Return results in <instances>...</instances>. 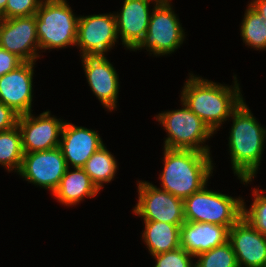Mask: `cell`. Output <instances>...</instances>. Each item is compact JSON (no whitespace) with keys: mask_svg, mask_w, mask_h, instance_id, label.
<instances>
[{"mask_svg":"<svg viewBox=\"0 0 266 267\" xmlns=\"http://www.w3.org/2000/svg\"><path fill=\"white\" fill-rule=\"evenodd\" d=\"M185 81L181 102L215 133L244 100L234 75V86H224L193 74Z\"/></svg>","mask_w":266,"mask_h":267,"instance_id":"cell-1","label":"cell"},{"mask_svg":"<svg viewBox=\"0 0 266 267\" xmlns=\"http://www.w3.org/2000/svg\"><path fill=\"white\" fill-rule=\"evenodd\" d=\"M229 152L234 174L243 183L252 181L261 163L266 128L261 127L244 100L230 116Z\"/></svg>","mask_w":266,"mask_h":267,"instance_id":"cell-2","label":"cell"},{"mask_svg":"<svg viewBox=\"0 0 266 267\" xmlns=\"http://www.w3.org/2000/svg\"><path fill=\"white\" fill-rule=\"evenodd\" d=\"M162 189L182 200L199 191L213 173L211 153L164 148Z\"/></svg>","mask_w":266,"mask_h":267,"instance_id":"cell-3","label":"cell"},{"mask_svg":"<svg viewBox=\"0 0 266 267\" xmlns=\"http://www.w3.org/2000/svg\"><path fill=\"white\" fill-rule=\"evenodd\" d=\"M78 20L66 0H42L36 12L39 49L75 46Z\"/></svg>","mask_w":266,"mask_h":267,"instance_id":"cell-4","label":"cell"},{"mask_svg":"<svg viewBox=\"0 0 266 267\" xmlns=\"http://www.w3.org/2000/svg\"><path fill=\"white\" fill-rule=\"evenodd\" d=\"M207 184L199 191L183 200L185 221L234 225L243 213V199L207 189Z\"/></svg>","mask_w":266,"mask_h":267,"instance_id":"cell-5","label":"cell"},{"mask_svg":"<svg viewBox=\"0 0 266 267\" xmlns=\"http://www.w3.org/2000/svg\"><path fill=\"white\" fill-rule=\"evenodd\" d=\"M182 107L155 116L168 133V137L164 141V148L210 153V147L203 144L214 133L184 102H182Z\"/></svg>","mask_w":266,"mask_h":267,"instance_id":"cell-6","label":"cell"},{"mask_svg":"<svg viewBox=\"0 0 266 267\" xmlns=\"http://www.w3.org/2000/svg\"><path fill=\"white\" fill-rule=\"evenodd\" d=\"M154 5L148 30L132 51L146 48L156 56H164L180 47L185 39V33L170 2H158Z\"/></svg>","mask_w":266,"mask_h":267,"instance_id":"cell-7","label":"cell"},{"mask_svg":"<svg viewBox=\"0 0 266 267\" xmlns=\"http://www.w3.org/2000/svg\"><path fill=\"white\" fill-rule=\"evenodd\" d=\"M138 202L133 213L144 221H160L175 225L185 222L184 202L150 182L138 181Z\"/></svg>","mask_w":266,"mask_h":267,"instance_id":"cell-8","label":"cell"},{"mask_svg":"<svg viewBox=\"0 0 266 267\" xmlns=\"http://www.w3.org/2000/svg\"><path fill=\"white\" fill-rule=\"evenodd\" d=\"M115 15L98 14L80 16L76 46L81 56H104L118 39Z\"/></svg>","mask_w":266,"mask_h":267,"instance_id":"cell-9","label":"cell"},{"mask_svg":"<svg viewBox=\"0 0 266 267\" xmlns=\"http://www.w3.org/2000/svg\"><path fill=\"white\" fill-rule=\"evenodd\" d=\"M68 166L59 147L24 153L22 165L17 174L29 183L51 190L59 186Z\"/></svg>","mask_w":266,"mask_h":267,"instance_id":"cell-10","label":"cell"},{"mask_svg":"<svg viewBox=\"0 0 266 267\" xmlns=\"http://www.w3.org/2000/svg\"><path fill=\"white\" fill-rule=\"evenodd\" d=\"M0 47L23 62H36L40 56L36 15L0 19Z\"/></svg>","mask_w":266,"mask_h":267,"instance_id":"cell-11","label":"cell"},{"mask_svg":"<svg viewBox=\"0 0 266 267\" xmlns=\"http://www.w3.org/2000/svg\"><path fill=\"white\" fill-rule=\"evenodd\" d=\"M64 121L52 117L50 111L34 117L30 112L19 115L17 126L22 137L24 153L50 150L60 145Z\"/></svg>","mask_w":266,"mask_h":267,"instance_id":"cell-12","label":"cell"},{"mask_svg":"<svg viewBox=\"0 0 266 267\" xmlns=\"http://www.w3.org/2000/svg\"><path fill=\"white\" fill-rule=\"evenodd\" d=\"M238 267H266V236L244 217L229 229V239Z\"/></svg>","mask_w":266,"mask_h":267,"instance_id":"cell-13","label":"cell"},{"mask_svg":"<svg viewBox=\"0 0 266 267\" xmlns=\"http://www.w3.org/2000/svg\"><path fill=\"white\" fill-rule=\"evenodd\" d=\"M35 62H23L17 68L0 77V102L17 114L32 112V82Z\"/></svg>","mask_w":266,"mask_h":267,"instance_id":"cell-14","label":"cell"},{"mask_svg":"<svg viewBox=\"0 0 266 267\" xmlns=\"http://www.w3.org/2000/svg\"><path fill=\"white\" fill-rule=\"evenodd\" d=\"M105 56H84L82 63L91 90L102 105L112 111L117 108L119 76Z\"/></svg>","mask_w":266,"mask_h":267,"instance_id":"cell-15","label":"cell"},{"mask_svg":"<svg viewBox=\"0 0 266 267\" xmlns=\"http://www.w3.org/2000/svg\"><path fill=\"white\" fill-rule=\"evenodd\" d=\"M60 137L59 148L69 168L70 165L73 166L71 168H82L92 154L104 145L96 131L66 121Z\"/></svg>","mask_w":266,"mask_h":267,"instance_id":"cell-16","label":"cell"},{"mask_svg":"<svg viewBox=\"0 0 266 267\" xmlns=\"http://www.w3.org/2000/svg\"><path fill=\"white\" fill-rule=\"evenodd\" d=\"M157 0H124L120 13L115 15L118 36L122 44L133 50L144 38L148 30L151 11L150 2Z\"/></svg>","mask_w":266,"mask_h":267,"instance_id":"cell-17","label":"cell"},{"mask_svg":"<svg viewBox=\"0 0 266 267\" xmlns=\"http://www.w3.org/2000/svg\"><path fill=\"white\" fill-rule=\"evenodd\" d=\"M229 239V229L223 225L185 221L180 226V247L196 257Z\"/></svg>","mask_w":266,"mask_h":267,"instance_id":"cell-18","label":"cell"},{"mask_svg":"<svg viewBox=\"0 0 266 267\" xmlns=\"http://www.w3.org/2000/svg\"><path fill=\"white\" fill-rule=\"evenodd\" d=\"M67 168L59 186L52 193L58 202L66 206L78 204L84 197H95L100 191L83 168Z\"/></svg>","mask_w":266,"mask_h":267,"instance_id":"cell-19","label":"cell"},{"mask_svg":"<svg viewBox=\"0 0 266 267\" xmlns=\"http://www.w3.org/2000/svg\"><path fill=\"white\" fill-rule=\"evenodd\" d=\"M142 234L150 254L175 250L180 247V226L160 221H144Z\"/></svg>","mask_w":266,"mask_h":267,"instance_id":"cell-20","label":"cell"},{"mask_svg":"<svg viewBox=\"0 0 266 267\" xmlns=\"http://www.w3.org/2000/svg\"><path fill=\"white\" fill-rule=\"evenodd\" d=\"M82 168L96 187L101 190L104 183H110L113 180L118 166L115 157L103 145L92 154Z\"/></svg>","mask_w":266,"mask_h":267,"instance_id":"cell-21","label":"cell"},{"mask_svg":"<svg viewBox=\"0 0 266 267\" xmlns=\"http://www.w3.org/2000/svg\"><path fill=\"white\" fill-rule=\"evenodd\" d=\"M23 155L22 137L18 126L0 131V165L5 167L8 172L15 170L18 173Z\"/></svg>","mask_w":266,"mask_h":267,"instance_id":"cell-22","label":"cell"},{"mask_svg":"<svg viewBox=\"0 0 266 267\" xmlns=\"http://www.w3.org/2000/svg\"><path fill=\"white\" fill-rule=\"evenodd\" d=\"M241 24L243 42L255 50H266V20L249 4Z\"/></svg>","mask_w":266,"mask_h":267,"instance_id":"cell-23","label":"cell"},{"mask_svg":"<svg viewBox=\"0 0 266 267\" xmlns=\"http://www.w3.org/2000/svg\"><path fill=\"white\" fill-rule=\"evenodd\" d=\"M195 258L198 260L194 267H238L236 255L229 241Z\"/></svg>","mask_w":266,"mask_h":267,"instance_id":"cell-24","label":"cell"},{"mask_svg":"<svg viewBox=\"0 0 266 267\" xmlns=\"http://www.w3.org/2000/svg\"><path fill=\"white\" fill-rule=\"evenodd\" d=\"M261 193L264 194L262 190L254 188V201L249 210L245 207L246 204L243 200L242 217H244L262 235L266 236V195Z\"/></svg>","mask_w":266,"mask_h":267,"instance_id":"cell-25","label":"cell"},{"mask_svg":"<svg viewBox=\"0 0 266 267\" xmlns=\"http://www.w3.org/2000/svg\"><path fill=\"white\" fill-rule=\"evenodd\" d=\"M156 264L154 267H194L192 256L182 247L175 250L153 255ZM193 263V264H192Z\"/></svg>","mask_w":266,"mask_h":267,"instance_id":"cell-26","label":"cell"},{"mask_svg":"<svg viewBox=\"0 0 266 267\" xmlns=\"http://www.w3.org/2000/svg\"><path fill=\"white\" fill-rule=\"evenodd\" d=\"M42 0H7L3 19L36 15Z\"/></svg>","mask_w":266,"mask_h":267,"instance_id":"cell-27","label":"cell"},{"mask_svg":"<svg viewBox=\"0 0 266 267\" xmlns=\"http://www.w3.org/2000/svg\"><path fill=\"white\" fill-rule=\"evenodd\" d=\"M22 63L23 61L19 57L0 47V77L11 72Z\"/></svg>","mask_w":266,"mask_h":267,"instance_id":"cell-28","label":"cell"},{"mask_svg":"<svg viewBox=\"0 0 266 267\" xmlns=\"http://www.w3.org/2000/svg\"><path fill=\"white\" fill-rule=\"evenodd\" d=\"M19 114L12 108L0 102V131L9 130L18 123Z\"/></svg>","mask_w":266,"mask_h":267,"instance_id":"cell-29","label":"cell"},{"mask_svg":"<svg viewBox=\"0 0 266 267\" xmlns=\"http://www.w3.org/2000/svg\"><path fill=\"white\" fill-rule=\"evenodd\" d=\"M249 5L266 20V0H253Z\"/></svg>","mask_w":266,"mask_h":267,"instance_id":"cell-30","label":"cell"},{"mask_svg":"<svg viewBox=\"0 0 266 267\" xmlns=\"http://www.w3.org/2000/svg\"><path fill=\"white\" fill-rule=\"evenodd\" d=\"M6 4L7 0H0V19L3 18V12L5 11Z\"/></svg>","mask_w":266,"mask_h":267,"instance_id":"cell-31","label":"cell"},{"mask_svg":"<svg viewBox=\"0 0 266 267\" xmlns=\"http://www.w3.org/2000/svg\"><path fill=\"white\" fill-rule=\"evenodd\" d=\"M158 2H170L171 0H157Z\"/></svg>","mask_w":266,"mask_h":267,"instance_id":"cell-32","label":"cell"}]
</instances>
